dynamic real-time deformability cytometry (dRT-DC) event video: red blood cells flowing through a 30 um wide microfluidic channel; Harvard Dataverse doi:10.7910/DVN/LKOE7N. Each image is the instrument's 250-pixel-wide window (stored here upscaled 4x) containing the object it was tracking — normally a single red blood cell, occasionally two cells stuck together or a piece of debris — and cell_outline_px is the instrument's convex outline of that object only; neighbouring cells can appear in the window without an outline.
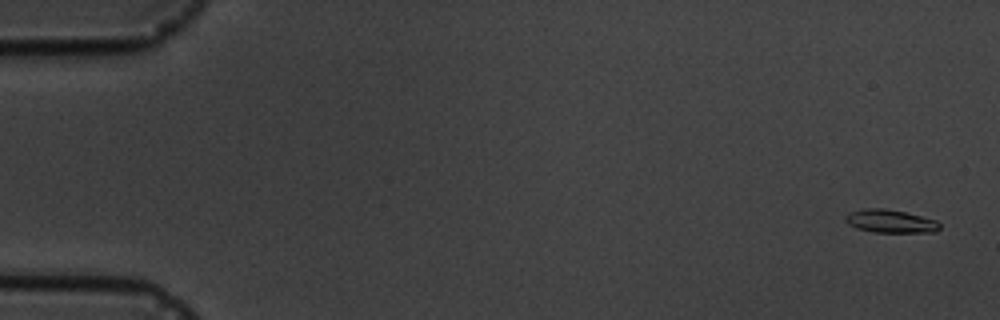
{"species": "common noctule bat (a hibernating species)", "species_latin": "Nyctalus noctula", "temperature_condition": "cold", "stored_images_in_passage": 6, "camera_frame_rate_fps": 3000, "um_per_image_px": 0.085, "animal": {"sex": "male", "body_mass_g": 19.5, "forearm_length_mm": 54.6}, "frame": {"image": 1, "passage_image": 1, "time_ms": 0.0, "image_size_px": [1000, 320], "cell_outline_px": [[940, 228], [936, 232], [872, 232], [856, 228], [848, 224], [844, 220], [844, 216], [848, 212], [864, 208], [884, 208], [904, 212], [936, 220], [940, 224]], "centroid_in_image_um": [75.63, 18.8], "position_along_channel_um": 9.4, "area_um2": 12.77}}
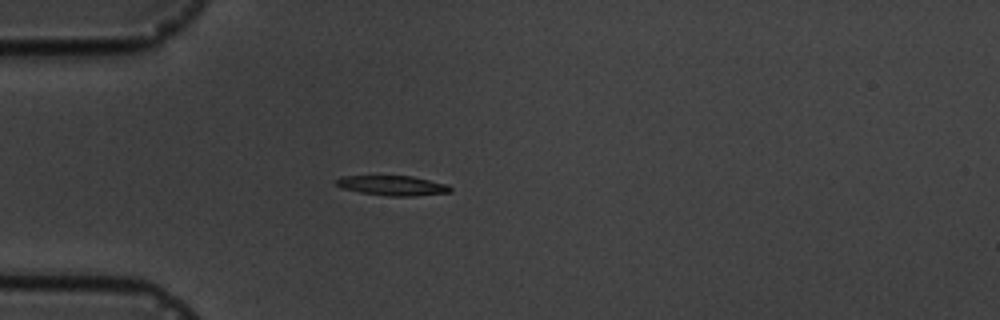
{"frame": {"image": 2, "passage_image": 5, "time_ms": 4.667, "image_size_px": [1000, 320], "cell_outline_px": [[452, 192], [412, 196], [388, 196], [360, 192], [340, 188], [336, 184], [336, 180], [340, 176], [412, 176], [448, 184], [452, 188]], "centroid_in_image_um": [33.38, 15.77], "position_along_channel_um": 51.6, "area_um2": 13.24}}